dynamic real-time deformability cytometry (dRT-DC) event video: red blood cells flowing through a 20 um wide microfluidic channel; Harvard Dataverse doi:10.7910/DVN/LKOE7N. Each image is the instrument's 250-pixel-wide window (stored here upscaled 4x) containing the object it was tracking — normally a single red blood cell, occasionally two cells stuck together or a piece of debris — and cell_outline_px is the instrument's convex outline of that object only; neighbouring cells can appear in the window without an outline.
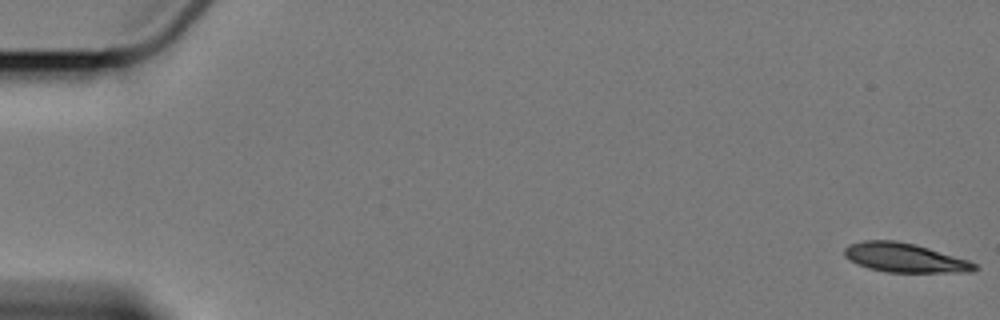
{"species": "Egyptian fruit bat (a non-hibernating species)", "species_latin": "Rousettus aegyptiacus", "temperature_condition": "cold", "stored_images_in_passage": 7, "camera_frame_rate_fps": 3000, "um_per_image_px": 0.085, "animal": {"sex": "female"}, "frame": {"image": 1, "passage_image": 1, "time_ms": 0.0, "image_size_px": [1000, 320], "cell_outline_px": [[980, 268], [972, 272], [888, 272], [868, 268], [856, 264], [844, 256], [844, 248], [848, 244], [864, 240], [896, 240], [916, 244], [968, 260], [976, 264]], "centroid_in_image_um": [76.88, 21.9], "position_along_channel_um": 8.1, "area_um2": 22.25}}
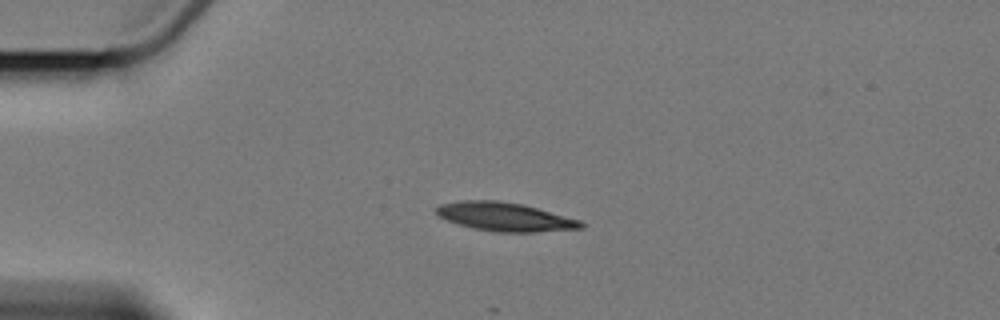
{"frame": {"image": 2, "passage_image": 5, "time_ms": 4.667, "image_size_px": [1000, 320], "cell_outline_px": [[584, 228], [536, 232], [496, 232], [472, 228], [448, 220], [440, 216], [436, 212], [436, 208], [440, 204], [460, 200], [500, 200], [524, 204], [580, 220], [584, 224]], "centroid_in_image_um": [42.94, 18.42], "position_along_channel_um": 42.1, "area_um2": 24.16}}